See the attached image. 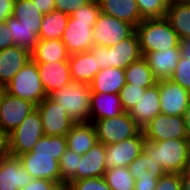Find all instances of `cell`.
Returning <instances> with one entry per match:
<instances>
[{
    "mask_svg": "<svg viewBox=\"0 0 190 190\" xmlns=\"http://www.w3.org/2000/svg\"><path fill=\"white\" fill-rule=\"evenodd\" d=\"M100 13L98 0H91L69 16L61 40L70 55L92 49L94 46L92 30Z\"/></svg>",
    "mask_w": 190,
    "mask_h": 190,
    "instance_id": "cell-1",
    "label": "cell"
},
{
    "mask_svg": "<svg viewBox=\"0 0 190 190\" xmlns=\"http://www.w3.org/2000/svg\"><path fill=\"white\" fill-rule=\"evenodd\" d=\"M142 56L180 46V38L165 17L145 18L136 27Z\"/></svg>",
    "mask_w": 190,
    "mask_h": 190,
    "instance_id": "cell-2",
    "label": "cell"
},
{
    "mask_svg": "<svg viewBox=\"0 0 190 190\" xmlns=\"http://www.w3.org/2000/svg\"><path fill=\"white\" fill-rule=\"evenodd\" d=\"M143 152L153 158L166 173L182 174L190 155L189 139L145 140Z\"/></svg>",
    "mask_w": 190,
    "mask_h": 190,
    "instance_id": "cell-3",
    "label": "cell"
},
{
    "mask_svg": "<svg viewBox=\"0 0 190 190\" xmlns=\"http://www.w3.org/2000/svg\"><path fill=\"white\" fill-rule=\"evenodd\" d=\"M49 96L65 109L75 123L91 122V88L89 84L71 81Z\"/></svg>",
    "mask_w": 190,
    "mask_h": 190,
    "instance_id": "cell-4",
    "label": "cell"
},
{
    "mask_svg": "<svg viewBox=\"0 0 190 190\" xmlns=\"http://www.w3.org/2000/svg\"><path fill=\"white\" fill-rule=\"evenodd\" d=\"M96 58L99 70L110 67L126 69L131 63L142 57L136 32L114 46H93L90 50Z\"/></svg>",
    "mask_w": 190,
    "mask_h": 190,
    "instance_id": "cell-5",
    "label": "cell"
},
{
    "mask_svg": "<svg viewBox=\"0 0 190 190\" xmlns=\"http://www.w3.org/2000/svg\"><path fill=\"white\" fill-rule=\"evenodd\" d=\"M10 95L31 101L38 105L48 95L43 88L38 66L31 58L6 85Z\"/></svg>",
    "mask_w": 190,
    "mask_h": 190,
    "instance_id": "cell-6",
    "label": "cell"
},
{
    "mask_svg": "<svg viewBox=\"0 0 190 190\" xmlns=\"http://www.w3.org/2000/svg\"><path fill=\"white\" fill-rule=\"evenodd\" d=\"M96 130L98 142L105 146L136 136L142 129L128 112L100 120H91Z\"/></svg>",
    "mask_w": 190,
    "mask_h": 190,
    "instance_id": "cell-7",
    "label": "cell"
},
{
    "mask_svg": "<svg viewBox=\"0 0 190 190\" xmlns=\"http://www.w3.org/2000/svg\"><path fill=\"white\" fill-rule=\"evenodd\" d=\"M44 135L40 114L37 108H35L9 134L11 156L18 157L30 152L33 146Z\"/></svg>",
    "mask_w": 190,
    "mask_h": 190,
    "instance_id": "cell-8",
    "label": "cell"
},
{
    "mask_svg": "<svg viewBox=\"0 0 190 190\" xmlns=\"http://www.w3.org/2000/svg\"><path fill=\"white\" fill-rule=\"evenodd\" d=\"M134 32L135 27L131 24L101 12L92 30L94 45L114 46Z\"/></svg>",
    "mask_w": 190,
    "mask_h": 190,
    "instance_id": "cell-9",
    "label": "cell"
},
{
    "mask_svg": "<svg viewBox=\"0 0 190 190\" xmlns=\"http://www.w3.org/2000/svg\"><path fill=\"white\" fill-rule=\"evenodd\" d=\"M36 108L40 114L43 132L46 136H66L75 122L65 109L50 96L44 98Z\"/></svg>",
    "mask_w": 190,
    "mask_h": 190,
    "instance_id": "cell-10",
    "label": "cell"
},
{
    "mask_svg": "<svg viewBox=\"0 0 190 190\" xmlns=\"http://www.w3.org/2000/svg\"><path fill=\"white\" fill-rule=\"evenodd\" d=\"M145 139L163 141L167 139H189L184 116L158 114L143 129Z\"/></svg>",
    "mask_w": 190,
    "mask_h": 190,
    "instance_id": "cell-11",
    "label": "cell"
},
{
    "mask_svg": "<svg viewBox=\"0 0 190 190\" xmlns=\"http://www.w3.org/2000/svg\"><path fill=\"white\" fill-rule=\"evenodd\" d=\"M145 136L141 130L136 136L106 146V169L114 167H128L143 151Z\"/></svg>",
    "mask_w": 190,
    "mask_h": 190,
    "instance_id": "cell-12",
    "label": "cell"
},
{
    "mask_svg": "<svg viewBox=\"0 0 190 190\" xmlns=\"http://www.w3.org/2000/svg\"><path fill=\"white\" fill-rule=\"evenodd\" d=\"M60 157L61 155H45L28 152L17 158L32 178L61 182L59 169Z\"/></svg>",
    "mask_w": 190,
    "mask_h": 190,
    "instance_id": "cell-13",
    "label": "cell"
},
{
    "mask_svg": "<svg viewBox=\"0 0 190 190\" xmlns=\"http://www.w3.org/2000/svg\"><path fill=\"white\" fill-rule=\"evenodd\" d=\"M35 108L31 101L6 92L0 103V128L10 134Z\"/></svg>",
    "mask_w": 190,
    "mask_h": 190,
    "instance_id": "cell-14",
    "label": "cell"
},
{
    "mask_svg": "<svg viewBox=\"0 0 190 190\" xmlns=\"http://www.w3.org/2000/svg\"><path fill=\"white\" fill-rule=\"evenodd\" d=\"M135 180L134 190H155L159 178L166 172L143 151L128 166Z\"/></svg>",
    "mask_w": 190,
    "mask_h": 190,
    "instance_id": "cell-15",
    "label": "cell"
},
{
    "mask_svg": "<svg viewBox=\"0 0 190 190\" xmlns=\"http://www.w3.org/2000/svg\"><path fill=\"white\" fill-rule=\"evenodd\" d=\"M157 83L160 91L161 114L184 116L190 99V92L170 79L158 81Z\"/></svg>",
    "mask_w": 190,
    "mask_h": 190,
    "instance_id": "cell-16",
    "label": "cell"
},
{
    "mask_svg": "<svg viewBox=\"0 0 190 190\" xmlns=\"http://www.w3.org/2000/svg\"><path fill=\"white\" fill-rule=\"evenodd\" d=\"M36 64L43 88L48 96L72 81L68 61Z\"/></svg>",
    "mask_w": 190,
    "mask_h": 190,
    "instance_id": "cell-17",
    "label": "cell"
},
{
    "mask_svg": "<svg viewBox=\"0 0 190 190\" xmlns=\"http://www.w3.org/2000/svg\"><path fill=\"white\" fill-rule=\"evenodd\" d=\"M32 179L17 157L9 156L0 160V190H19Z\"/></svg>",
    "mask_w": 190,
    "mask_h": 190,
    "instance_id": "cell-18",
    "label": "cell"
},
{
    "mask_svg": "<svg viewBox=\"0 0 190 190\" xmlns=\"http://www.w3.org/2000/svg\"><path fill=\"white\" fill-rule=\"evenodd\" d=\"M157 81L170 79L181 58L180 46L165 51L149 52L143 56Z\"/></svg>",
    "mask_w": 190,
    "mask_h": 190,
    "instance_id": "cell-19",
    "label": "cell"
},
{
    "mask_svg": "<svg viewBox=\"0 0 190 190\" xmlns=\"http://www.w3.org/2000/svg\"><path fill=\"white\" fill-rule=\"evenodd\" d=\"M31 59V53L20 46H10L0 51V85L5 86Z\"/></svg>",
    "mask_w": 190,
    "mask_h": 190,
    "instance_id": "cell-20",
    "label": "cell"
},
{
    "mask_svg": "<svg viewBox=\"0 0 190 190\" xmlns=\"http://www.w3.org/2000/svg\"><path fill=\"white\" fill-rule=\"evenodd\" d=\"M128 113L141 129L161 114L159 84L146 88L144 96Z\"/></svg>",
    "mask_w": 190,
    "mask_h": 190,
    "instance_id": "cell-21",
    "label": "cell"
},
{
    "mask_svg": "<svg viewBox=\"0 0 190 190\" xmlns=\"http://www.w3.org/2000/svg\"><path fill=\"white\" fill-rule=\"evenodd\" d=\"M106 146L97 142L91 149L81 156L77 169V180L103 177L106 171Z\"/></svg>",
    "mask_w": 190,
    "mask_h": 190,
    "instance_id": "cell-22",
    "label": "cell"
},
{
    "mask_svg": "<svg viewBox=\"0 0 190 190\" xmlns=\"http://www.w3.org/2000/svg\"><path fill=\"white\" fill-rule=\"evenodd\" d=\"M100 11L136 27L144 18L136 0H98Z\"/></svg>",
    "mask_w": 190,
    "mask_h": 190,
    "instance_id": "cell-23",
    "label": "cell"
},
{
    "mask_svg": "<svg viewBox=\"0 0 190 190\" xmlns=\"http://www.w3.org/2000/svg\"><path fill=\"white\" fill-rule=\"evenodd\" d=\"M68 63L72 81L90 84L100 71L91 51L71 54Z\"/></svg>",
    "mask_w": 190,
    "mask_h": 190,
    "instance_id": "cell-24",
    "label": "cell"
},
{
    "mask_svg": "<svg viewBox=\"0 0 190 190\" xmlns=\"http://www.w3.org/2000/svg\"><path fill=\"white\" fill-rule=\"evenodd\" d=\"M125 84V69L110 67L100 70L89 85L91 93L119 94Z\"/></svg>",
    "mask_w": 190,
    "mask_h": 190,
    "instance_id": "cell-25",
    "label": "cell"
},
{
    "mask_svg": "<svg viewBox=\"0 0 190 190\" xmlns=\"http://www.w3.org/2000/svg\"><path fill=\"white\" fill-rule=\"evenodd\" d=\"M68 149L78 154H85L97 142L98 138L94 125L89 123H75L66 135Z\"/></svg>",
    "mask_w": 190,
    "mask_h": 190,
    "instance_id": "cell-26",
    "label": "cell"
},
{
    "mask_svg": "<svg viewBox=\"0 0 190 190\" xmlns=\"http://www.w3.org/2000/svg\"><path fill=\"white\" fill-rule=\"evenodd\" d=\"M124 112L119 94L91 93V120L112 118Z\"/></svg>",
    "mask_w": 190,
    "mask_h": 190,
    "instance_id": "cell-27",
    "label": "cell"
},
{
    "mask_svg": "<svg viewBox=\"0 0 190 190\" xmlns=\"http://www.w3.org/2000/svg\"><path fill=\"white\" fill-rule=\"evenodd\" d=\"M70 54L61 39L38 40L31 58L36 63L68 61Z\"/></svg>",
    "mask_w": 190,
    "mask_h": 190,
    "instance_id": "cell-28",
    "label": "cell"
},
{
    "mask_svg": "<svg viewBox=\"0 0 190 190\" xmlns=\"http://www.w3.org/2000/svg\"><path fill=\"white\" fill-rule=\"evenodd\" d=\"M43 15L33 0H14L12 16L26 28L33 29L38 36Z\"/></svg>",
    "mask_w": 190,
    "mask_h": 190,
    "instance_id": "cell-29",
    "label": "cell"
},
{
    "mask_svg": "<svg viewBox=\"0 0 190 190\" xmlns=\"http://www.w3.org/2000/svg\"><path fill=\"white\" fill-rule=\"evenodd\" d=\"M165 18L180 39L190 38V3L168 5Z\"/></svg>",
    "mask_w": 190,
    "mask_h": 190,
    "instance_id": "cell-30",
    "label": "cell"
},
{
    "mask_svg": "<svg viewBox=\"0 0 190 190\" xmlns=\"http://www.w3.org/2000/svg\"><path fill=\"white\" fill-rule=\"evenodd\" d=\"M69 15L60 11H51L43 15L39 40L61 39L66 29Z\"/></svg>",
    "mask_w": 190,
    "mask_h": 190,
    "instance_id": "cell-31",
    "label": "cell"
},
{
    "mask_svg": "<svg viewBox=\"0 0 190 190\" xmlns=\"http://www.w3.org/2000/svg\"><path fill=\"white\" fill-rule=\"evenodd\" d=\"M125 81L142 88H149L158 82L143 56L125 69Z\"/></svg>",
    "mask_w": 190,
    "mask_h": 190,
    "instance_id": "cell-32",
    "label": "cell"
},
{
    "mask_svg": "<svg viewBox=\"0 0 190 190\" xmlns=\"http://www.w3.org/2000/svg\"><path fill=\"white\" fill-rule=\"evenodd\" d=\"M6 24L12 34V41L15 46H20L30 53L36 48L39 40L33 29L26 28L13 16L6 20Z\"/></svg>",
    "mask_w": 190,
    "mask_h": 190,
    "instance_id": "cell-33",
    "label": "cell"
},
{
    "mask_svg": "<svg viewBox=\"0 0 190 190\" xmlns=\"http://www.w3.org/2000/svg\"><path fill=\"white\" fill-rule=\"evenodd\" d=\"M103 178L111 190H134L135 180L128 167L106 169Z\"/></svg>",
    "mask_w": 190,
    "mask_h": 190,
    "instance_id": "cell-34",
    "label": "cell"
},
{
    "mask_svg": "<svg viewBox=\"0 0 190 190\" xmlns=\"http://www.w3.org/2000/svg\"><path fill=\"white\" fill-rule=\"evenodd\" d=\"M66 136L41 137L30 152L45 155H62L67 150Z\"/></svg>",
    "mask_w": 190,
    "mask_h": 190,
    "instance_id": "cell-35",
    "label": "cell"
},
{
    "mask_svg": "<svg viewBox=\"0 0 190 190\" xmlns=\"http://www.w3.org/2000/svg\"><path fill=\"white\" fill-rule=\"evenodd\" d=\"M81 154L68 149L61 155L59 160V169L61 182L67 184L70 181H77V169Z\"/></svg>",
    "mask_w": 190,
    "mask_h": 190,
    "instance_id": "cell-36",
    "label": "cell"
},
{
    "mask_svg": "<svg viewBox=\"0 0 190 190\" xmlns=\"http://www.w3.org/2000/svg\"><path fill=\"white\" fill-rule=\"evenodd\" d=\"M146 88L126 83L119 91V98L122 108L125 112H129L144 96Z\"/></svg>",
    "mask_w": 190,
    "mask_h": 190,
    "instance_id": "cell-37",
    "label": "cell"
},
{
    "mask_svg": "<svg viewBox=\"0 0 190 190\" xmlns=\"http://www.w3.org/2000/svg\"><path fill=\"white\" fill-rule=\"evenodd\" d=\"M141 16L145 18L165 17L168 5L164 0H136Z\"/></svg>",
    "mask_w": 190,
    "mask_h": 190,
    "instance_id": "cell-38",
    "label": "cell"
},
{
    "mask_svg": "<svg viewBox=\"0 0 190 190\" xmlns=\"http://www.w3.org/2000/svg\"><path fill=\"white\" fill-rule=\"evenodd\" d=\"M66 190H111L103 177H94L70 181L66 184Z\"/></svg>",
    "mask_w": 190,
    "mask_h": 190,
    "instance_id": "cell-39",
    "label": "cell"
},
{
    "mask_svg": "<svg viewBox=\"0 0 190 190\" xmlns=\"http://www.w3.org/2000/svg\"><path fill=\"white\" fill-rule=\"evenodd\" d=\"M170 80L190 92V61L181 56L176 69L170 76Z\"/></svg>",
    "mask_w": 190,
    "mask_h": 190,
    "instance_id": "cell-40",
    "label": "cell"
},
{
    "mask_svg": "<svg viewBox=\"0 0 190 190\" xmlns=\"http://www.w3.org/2000/svg\"><path fill=\"white\" fill-rule=\"evenodd\" d=\"M183 183L182 174L165 173L159 178L155 190H182Z\"/></svg>",
    "mask_w": 190,
    "mask_h": 190,
    "instance_id": "cell-41",
    "label": "cell"
},
{
    "mask_svg": "<svg viewBox=\"0 0 190 190\" xmlns=\"http://www.w3.org/2000/svg\"><path fill=\"white\" fill-rule=\"evenodd\" d=\"M19 190H66V184L47 179L33 178L28 185Z\"/></svg>",
    "mask_w": 190,
    "mask_h": 190,
    "instance_id": "cell-42",
    "label": "cell"
},
{
    "mask_svg": "<svg viewBox=\"0 0 190 190\" xmlns=\"http://www.w3.org/2000/svg\"><path fill=\"white\" fill-rule=\"evenodd\" d=\"M90 1L91 0H54L55 10L71 16L73 12Z\"/></svg>",
    "mask_w": 190,
    "mask_h": 190,
    "instance_id": "cell-43",
    "label": "cell"
},
{
    "mask_svg": "<svg viewBox=\"0 0 190 190\" xmlns=\"http://www.w3.org/2000/svg\"><path fill=\"white\" fill-rule=\"evenodd\" d=\"M13 45L12 34L10 33L6 21L0 22V51Z\"/></svg>",
    "mask_w": 190,
    "mask_h": 190,
    "instance_id": "cell-44",
    "label": "cell"
},
{
    "mask_svg": "<svg viewBox=\"0 0 190 190\" xmlns=\"http://www.w3.org/2000/svg\"><path fill=\"white\" fill-rule=\"evenodd\" d=\"M11 156L9 133L0 128V160Z\"/></svg>",
    "mask_w": 190,
    "mask_h": 190,
    "instance_id": "cell-45",
    "label": "cell"
},
{
    "mask_svg": "<svg viewBox=\"0 0 190 190\" xmlns=\"http://www.w3.org/2000/svg\"><path fill=\"white\" fill-rule=\"evenodd\" d=\"M14 0H0V22H5L13 14Z\"/></svg>",
    "mask_w": 190,
    "mask_h": 190,
    "instance_id": "cell-46",
    "label": "cell"
},
{
    "mask_svg": "<svg viewBox=\"0 0 190 190\" xmlns=\"http://www.w3.org/2000/svg\"><path fill=\"white\" fill-rule=\"evenodd\" d=\"M37 9L43 14H47L55 10L54 0H33Z\"/></svg>",
    "mask_w": 190,
    "mask_h": 190,
    "instance_id": "cell-47",
    "label": "cell"
},
{
    "mask_svg": "<svg viewBox=\"0 0 190 190\" xmlns=\"http://www.w3.org/2000/svg\"><path fill=\"white\" fill-rule=\"evenodd\" d=\"M181 56L190 61V38L180 39Z\"/></svg>",
    "mask_w": 190,
    "mask_h": 190,
    "instance_id": "cell-48",
    "label": "cell"
},
{
    "mask_svg": "<svg viewBox=\"0 0 190 190\" xmlns=\"http://www.w3.org/2000/svg\"><path fill=\"white\" fill-rule=\"evenodd\" d=\"M184 122L190 135V99L184 113Z\"/></svg>",
    "mask_w": 190,
    "mask_h": 190,
    "instance_id": "cell-49",
    "label": "cell"
},
{
    "mask_svg": "<svg viewBox=\"0 0 190 190\" xmlns=\"http://www.w3.org/2000/svg\"><path fill=\"white\" fill-rule=\"evenodd\" d=\"M183 179L184 180H189L190 181V155L188 160L186 161V166L185 169L182 173Z\"/></svg>",
    "mask_w": 190,
    "mask_h": 190,
    "instance_id": "cell-50",
    "label": "cell"
},
{
    "mask_svg": "<svg viewBox=\"0 0 190 190\" xmlns=\"http://www.w3.org/2000/svg\"><path fill=\"white\" fill-rule=\"evenodd\" d=\"M5 93H6V87L0 85V103Z\"/></svg>",
    "mask_w": 190,
    "mask_h": 190,
    "instance_id": "cell-51",
    "label": "cell"
},
{
    "mask_svg": "<svg viewBox=\"0 0 190 190\" xmlns=\"http://www.w3.org/2000/svg\"><path fill=\"white\" fill-rule=\"evenodd\" d=\"M182 190H190V181L184 180Z\"/></svg>",
    "mask_w": 190,
    "mask_h": 190,
    "instance_id": "cell-52",
    "label": "cell"
},
{
    "mask_svg": "<svg viewBox=\"0 0 190 190\" xmlns=\"http://www.w3.org/2000/svg\"><path fill=\"white\" fill-rule=\"evenodd\" d=\"M175 3H190V0H175Z\"/></svg>",
    "mask_w": 190,
    "mask_h": 190,
    "instance_id": "cell-53",
    "label": "cell"
},
{
    "mask_svg": "<svg viewBox=\"0 0 190 190\" xmlns=\"http://www.w3.org/2000/svg\"><path fill=\"white\" fill-rule=\"evenodd\" d=\"M167 5L174 4L175 0H164Z\"/></svg>",
    "mask_w": 190,
    "mask_h": 190,
    "instance_id": "cell-54",
    "label": "cell"
}]
</instances>
